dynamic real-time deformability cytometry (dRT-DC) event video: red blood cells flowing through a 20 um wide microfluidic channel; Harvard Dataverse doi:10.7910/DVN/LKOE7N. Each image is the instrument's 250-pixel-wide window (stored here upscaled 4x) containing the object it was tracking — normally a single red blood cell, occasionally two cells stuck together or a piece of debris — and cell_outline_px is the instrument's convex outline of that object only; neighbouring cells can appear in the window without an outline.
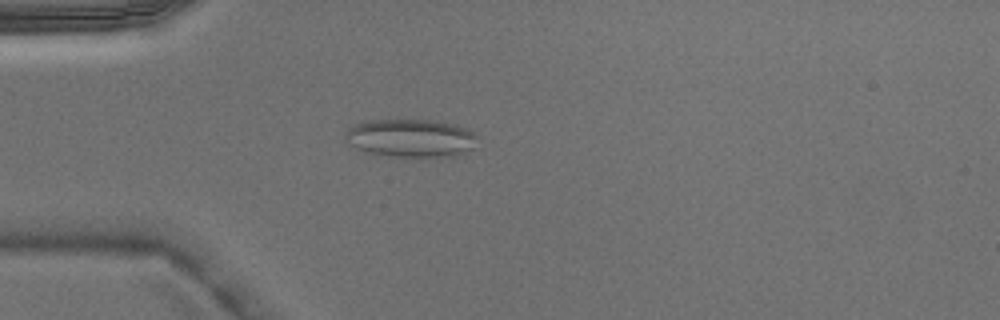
{"species": "Egyptian fruit bat (a non-hibernating species)", "species_latin": "Rousettus aegyptiacus", "temperature_condition": "warm", "stored_images_in_passage": 4, "camera_frame_rate_fps": 3000, "um_per_image_px": 0.085, "animal": {"sex": "male"}, "frame": {"image": 1, "passage_image": 4, "time_ms": 1.0, "image_size_px": [1000, 320], "cell_outline_px": [[476, 136], [472, 148], [456, 156], [392, 156], [372, 152], [356, 148], [348, 144], [344, 140], [344, 136], [348, 128], [352, 124], [364, 120], [432, 120], [452, 124], [468, 128]], "centroid_in_image_um": [34.86, 11.71], "position_along_channel_um": 50.1, "area_um2": 29.13}}